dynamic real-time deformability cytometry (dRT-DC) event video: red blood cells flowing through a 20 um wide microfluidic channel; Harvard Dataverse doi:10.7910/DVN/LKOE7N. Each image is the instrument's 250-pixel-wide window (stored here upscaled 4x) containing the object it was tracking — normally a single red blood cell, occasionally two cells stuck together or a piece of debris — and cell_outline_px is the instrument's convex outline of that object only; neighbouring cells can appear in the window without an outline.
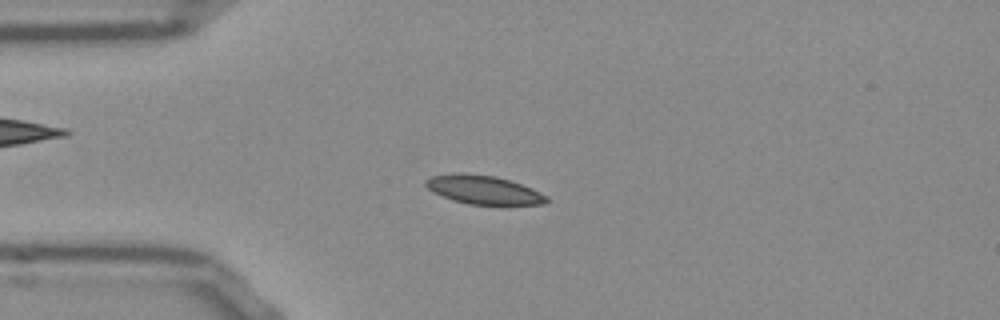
{"species": "Egyptian fruit bat (a non-hibernating species)", "species_latin": "Rousettus aegyptiacus", "temperature_condition": "room temperature", "stored_images_in_passage": 52, "camera_frame_rate_fps": 3000, "um_per_image_px": 0.085, "frame": {"image": 1, "passage_image": 12, "time_ms": 3.667, "image_size_px": [1000, 320], "cell_outline_px": [[548, 200], [544, 204], [504, 208], [468, 204], [452, 200], [432, 192], [424, 184], [424, 180], [432, 176], [464, 172], [496, 176], [532, 188], [548, 196]], "centroid_in_image_um": [41.16, 16.19], "position_along_channel_um": 43.8, "area_um2": 21.21}}
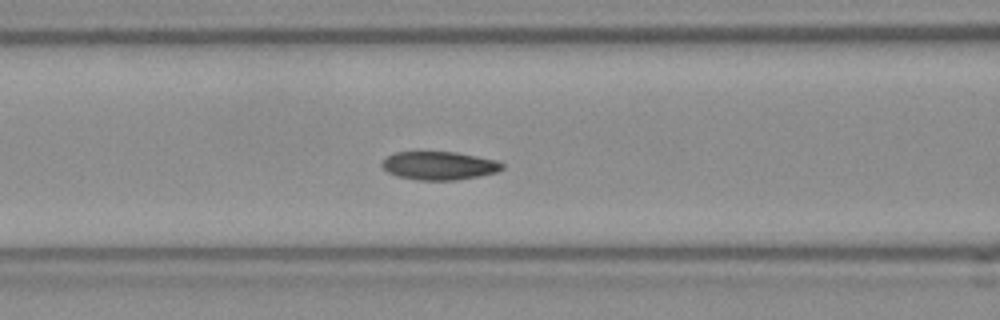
{"frame": {"image": 2, "passage_image": 20, "time_ms": 6.333, "image_size_px": [1000, 320], "cell_outline_px": [[504, 168], [496, 172], [456, 180], [420, 180], [400, 176], [388, 172], [380, 164], [388, 156], [396, 152], [456, 152], [496, 160], [504, 164]], "centroid_in_image_um": [37.34, 14.07], "position_along_channel_um": 129.3, "area_um2": 19.54}}
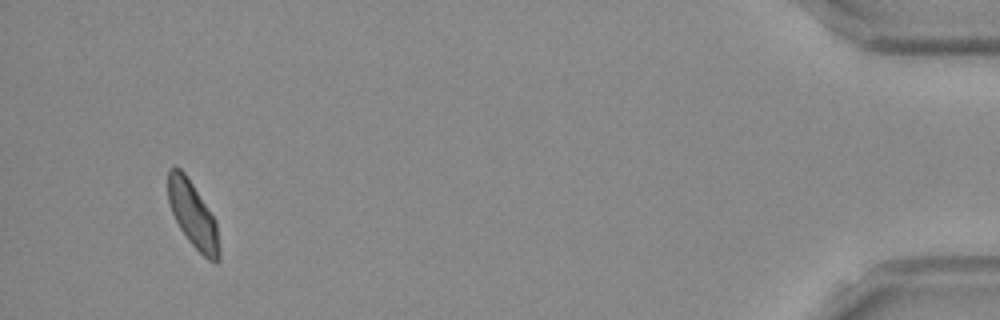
{"frame": {"image": 3, "passage_image": 49, "time_ms": 16.0, "image_size_px": [1000, 320], "cell_outline_px": [[220, 260], [216, 264], [208, 260], [188, 240], [180, 228], [172, 212], [168, 200], [168, 172], [172, 168], [180, 168], [188, 176], [216, 220], [220, 248]], "centroid_in_image_um": [16.43, 18.28], "position_along_channel_um": 418.8, "area_um2": 19.65}, "authors_computed_cell_mechanics": {"area_um2": 19.8832, "velocity_mm_per_s": 3.8249, "shape_relaxation_time_tau1_ms": 4.7822, "shape_relaxation_time_tau2_ms": 8.1119, "deformation_change_tau1": 0.1111, "deformation_change_tau2": 0.1146}}